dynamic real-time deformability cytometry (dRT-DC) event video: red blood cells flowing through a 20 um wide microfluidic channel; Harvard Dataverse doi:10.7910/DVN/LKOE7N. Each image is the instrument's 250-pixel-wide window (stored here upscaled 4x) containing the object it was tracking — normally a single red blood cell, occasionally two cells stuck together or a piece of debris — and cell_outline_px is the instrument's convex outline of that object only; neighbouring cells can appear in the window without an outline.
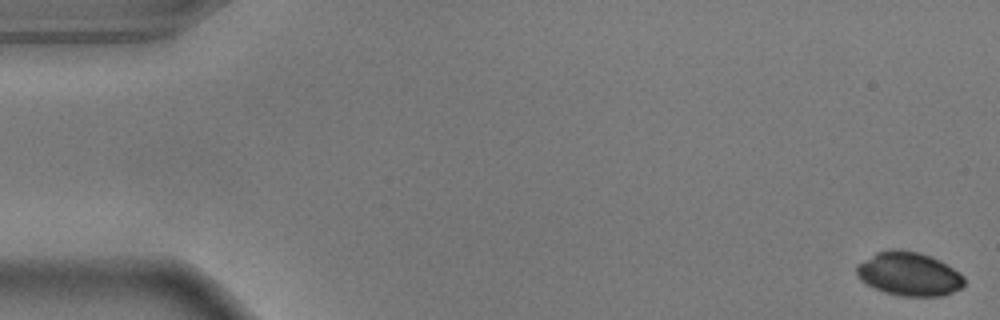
{"species": "common noctule bat (a hibernating species)", "species_latin": "Nyctalus noctula", "temperature_condition": "warm", "stored_images_in_passage": 56, "camera_frame_rate_fps": 3000, "um_per_image_px": 0.085, "animal": {"sex": "male", "body_mass_g": 17.9}, "frame": {"image": 1, "passage_image": 1, "time_ms": 0.0, "image_size_px": [1000, 320], "cell_outline_px": [[964, 284], [960, 288], [952, 292], [940, 296], [900, 296], [884, 292], [860, 280], [856, 276], [856, 264], [876, 252], [892, 248], [920, 252], [940, 260], [960, 272], [964, 276]], "centroid_in_image_um": [77.24, 23.27], "position_along_channel_um": 7.8, "area_um2": 27.57}}
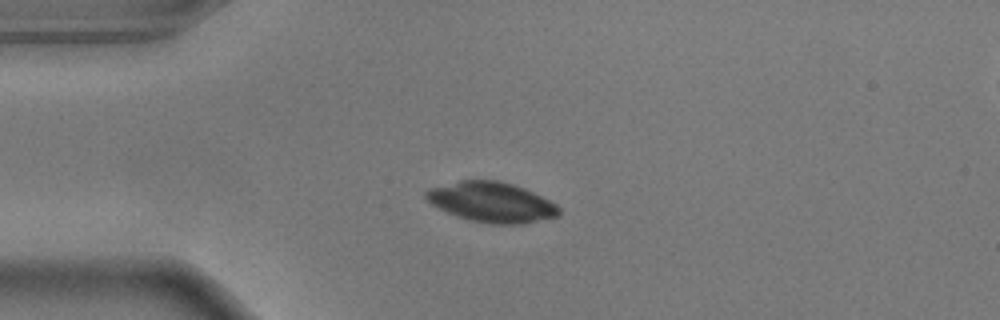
{"frame": {"image": 2, "passage_image": 14, "time_ms": 4.333, "image_size_px": [1000, 320], "cell_outline_px": [[560, 216], [520, 224], [492, 224], [468, 220], [456, 216], [432, 204], [424, 196], [424, 192], [428, 188], [460, 180], [496, 180], [512, 184], [524, 188], [556, 204], [560, 208]], "centroid_in_image_um": [41.77, 17.18], "position_along_channel_um": 43.2, "area_um2": 30.98}}
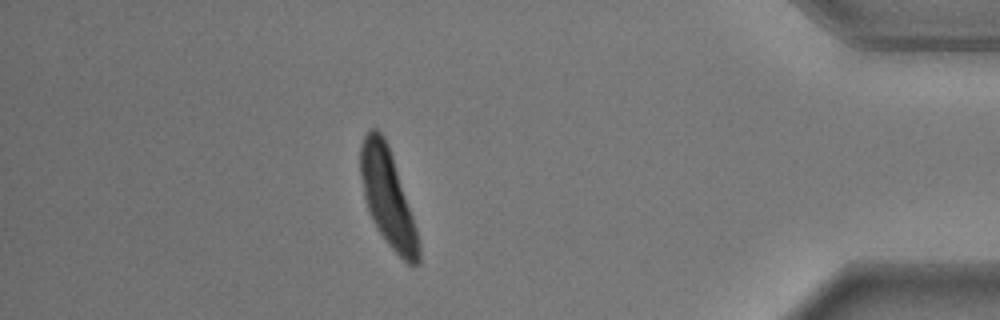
{"frame": {"image": 3, "passage_image": 49, "time_ms": 16.0, "image_size_px": [1000, 320], "cell_outline_px": [[420, 260], [416, 264], [408, 264], [388, 244], [376, 228], [368, 212], [364, 196], [360, 176], [360, 144], [364, 136], [372, 128], [376, 128], [384, 136], [388, 144], [420, 240]], "centroid_in_image_um": [32.93, 16.78], "position_along_channel_um": 402.3, "area_um2": 32.54}}